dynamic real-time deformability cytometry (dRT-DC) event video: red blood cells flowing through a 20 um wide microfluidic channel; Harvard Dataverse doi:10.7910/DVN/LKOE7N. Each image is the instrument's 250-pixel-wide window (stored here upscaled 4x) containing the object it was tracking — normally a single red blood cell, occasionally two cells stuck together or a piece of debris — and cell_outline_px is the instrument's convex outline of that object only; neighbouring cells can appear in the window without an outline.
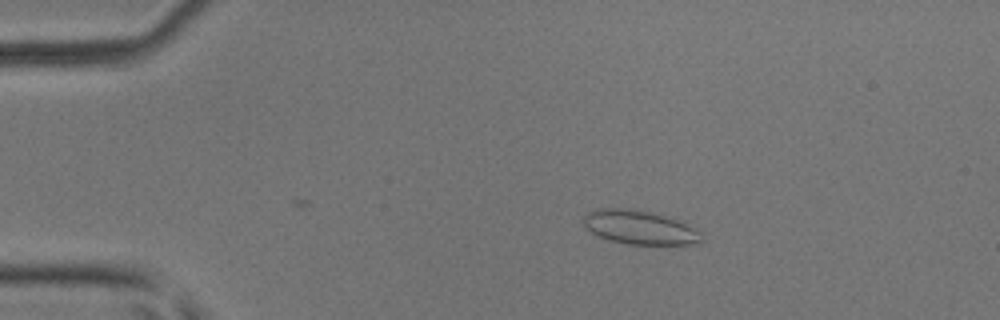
{"species": "common noctule bat (a hibernating species)", "species_latin": "Nyctalus noctula", "temperature_condition": "room temperature", "stored_images_in_passage": 32, "camera_frame_rate_fps": 3000, "um_per_image_px": 0.085, "animal": {"sex": "male", "body_mass_g": 17.9, "forearm_length_mm": 54.2}, "frame": {"image": 1, "passage_image": 2, "time_ms": 0.333, "image_size_px": [1000, 320], "cell_outline_px": [[704, 240], [700, 244], [668, 248], [624, 244], [596, 236], [584, 224], [584, 216], [588, 212], [600, 208], [632, 208], [664, 216], [676, 220], [700, 232]], "centroid_in_image_um": [54.44, 19.41], "position_along_channel_um": 30.6, "area_um2": 24.16}}
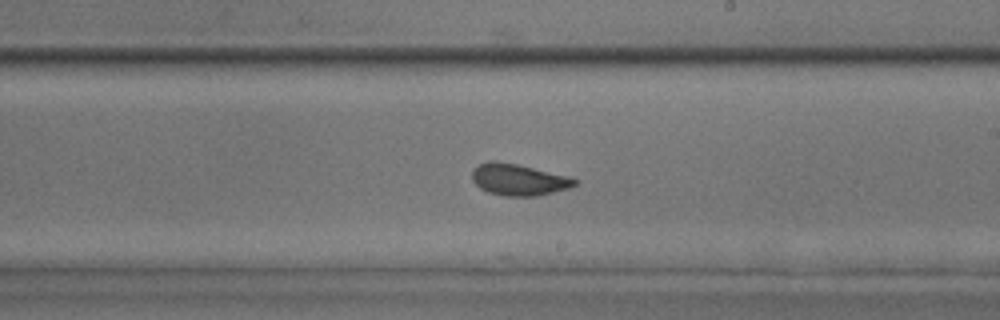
{"frame": {"image": 2, "passage_image": 22, "time_ms": 7.0, "image_size_px": [1000, 320], "cell_outline_px": [[580, 180], [576, 184], [568, 188], [536, 196], [504, 196], [488, 192], [480, 188], [472, 180], [472, 172], [480, 164], [488, 160], [496, 160], [516, 164], [568, 176]], "centroid_in_image_um": [44.07, 15.27], "position_along_channel_um": 244.9, "area_um2": 18.73}}
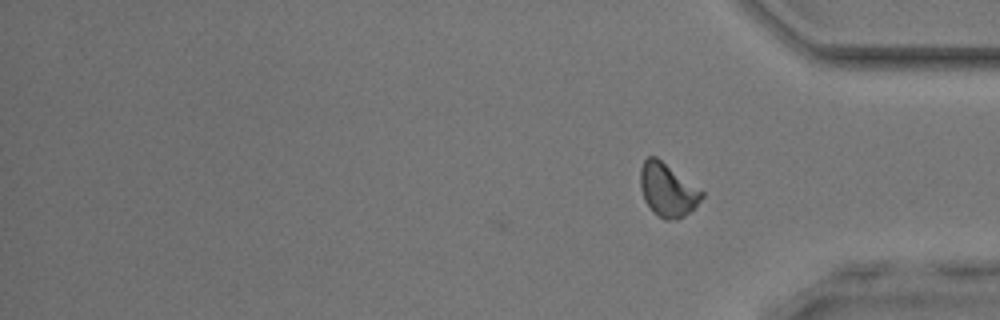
{"frame": {"image": 3, "passage_image": 32, "time_ms": 10.333, "image_size_px": [1000, 320], "cell_outline_px": [[704, 196], [684, 216], [676, 220], [664, 220], [652, 212], [644, 200], [640, 184], [640, 168], [644, 160], [648, 156], [656, 156], [704, 192]], "centroid_in_image_um": [56.71, 16.15], "position_along_channel_um": 378.5, "area_um2": 18.96}, "authors_computed_cell_mechanics": {"area_um2": 19.0162, "velocity_mm_per_s": 4.1386, "shape_relaxation_time_tau1_ms": 6.2769, "shape_relaxation_time_tau2_ms": 0.8971, "deformation_change_tau1": 0.1079, "deformation_change_tau2": 0.062}}